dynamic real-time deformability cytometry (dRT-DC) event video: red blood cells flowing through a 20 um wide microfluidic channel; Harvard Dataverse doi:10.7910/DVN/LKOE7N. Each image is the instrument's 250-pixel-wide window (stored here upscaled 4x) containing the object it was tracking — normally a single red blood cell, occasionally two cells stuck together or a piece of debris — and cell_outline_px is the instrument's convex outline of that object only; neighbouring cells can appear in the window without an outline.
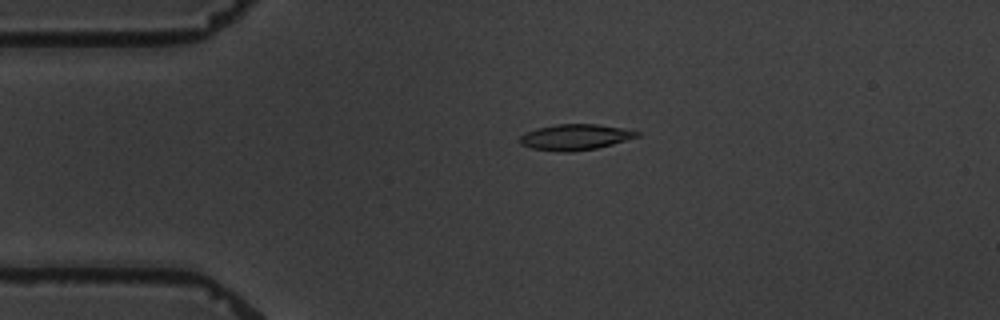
{"species": "common noctule bat (a hibernating species)", "species_latin": "Nyctalus noctula", "temperature_condition": "warm", "stored_images_in_passage": 3, "camera_frame_rate_fps": 3000, "um_per_image_px": 0.085, "animal": {"sex": "male", "body_mass_g": 19.5, "forearm_length_mm": 54.6}, "frame": {"image": 1, "passage_image": 2, "time_ms": 1.0, "image_size_px": [1000, 320], "cell_outline_px": [[640, 136], [612, 144], [596, 148], [572, 152], [560, 152], [532, 148], [520, 144], [520, 136], [536, 128], [556, 124], [596, 124], [624, 128], [640, 132]], "centroid_in_image_um": [48.9, 11.65], "position_along_channel_um": 36.1, "area_um2": 17.57}}